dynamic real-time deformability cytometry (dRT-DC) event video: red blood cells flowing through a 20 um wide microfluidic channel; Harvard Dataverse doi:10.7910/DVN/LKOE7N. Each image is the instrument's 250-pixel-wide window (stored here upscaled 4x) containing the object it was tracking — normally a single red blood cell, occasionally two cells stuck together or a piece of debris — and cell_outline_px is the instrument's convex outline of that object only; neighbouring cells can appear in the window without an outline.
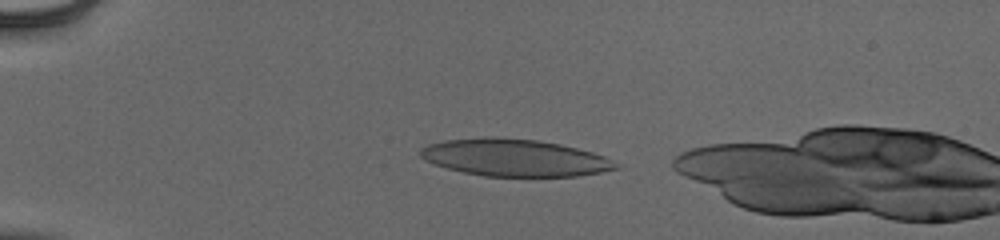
{"species": "human", "species_latin": "Homo sapiens", "temperature_condition": "cold", "stored_images_in_passage": 39, "camera_frame_rate_fps": 3000, "um_per_image_px": 0.085, "donor": {"sex": "male"}, "frame": {"image": 1, "passage_image": 1, "time_ms": 0.0, "image_size_px": [1000, 240], "cell_outline_px": [[624, 168], [576, 176], [484, 176], [464, 172], [432, 164], [424, 160], [420, 156], [420, 148], [428, 144], [444, 140], [484, 136], [536, 140], [560, 144], [592, 152], [604, 156], [620, 164]], "centroid_in_image_um": [43.74, 13.4], "position_along_channel_um": 41.3, "area_um2": 42.48}}
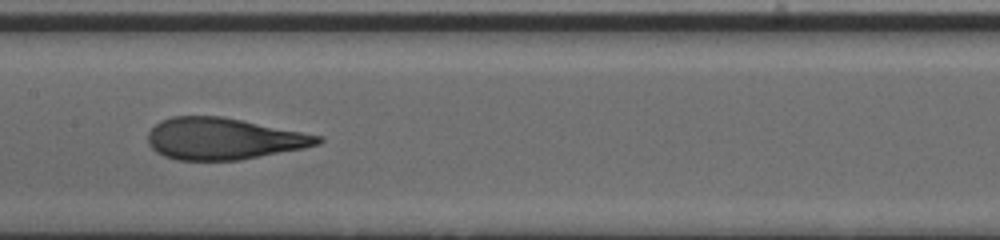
{"frame": {"image": 2, "passage_image": 16, "time_ms": 5.0, "image_size_px": [1000, 240], "cell_outline_px": [[324, 140], [320, 144], [304, 148], [240, 160], [176, 160], [164, 156], [156, 152], [148, 144], [148, 132], [160, 120], [172, 116], [220, 116], [324, 136]], "centroid_in_image_um": [18.99, 11.79], "position_along_channel_um": 188.4, "area_um2": 41.27}}
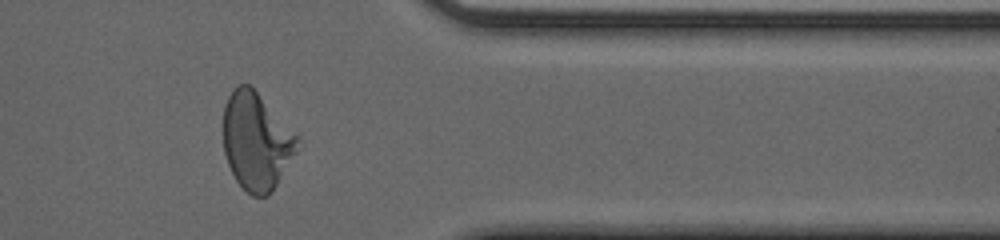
{"frame": {"image": 3, "passage_image": 32, "time_ms": 10.333, "image_size_px": [1000, 240], "cell_outline_px": [[300, 148], [268, 196], [252, 196], [236, 180], [228, 164], [224, 152], [224, 104], [228, 96], [240, 84], [248, 84], [300, 136]], "centroid_in_image_um": [21.82, 12.02], "position_along_channel_um": 389.6, "area_um2": 41.79}}